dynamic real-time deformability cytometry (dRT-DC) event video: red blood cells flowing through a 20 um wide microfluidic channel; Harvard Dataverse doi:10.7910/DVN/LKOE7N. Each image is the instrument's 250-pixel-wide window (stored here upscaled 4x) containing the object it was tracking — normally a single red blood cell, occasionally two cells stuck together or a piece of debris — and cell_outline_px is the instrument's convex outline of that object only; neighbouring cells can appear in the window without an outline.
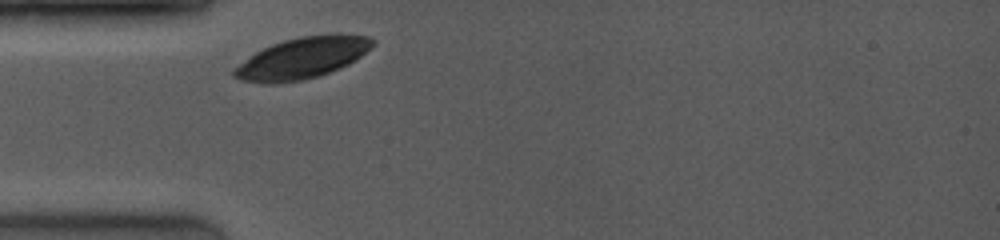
{"species": "common noctule bat (a hibernating species)", "species_latin": "Nyctalus noctula", "temperature_condition": "room temperature", "stored_images_in_passage": 8, "camera_frame_rate_fps": 4000, "um_per_image_px": 0.085, "animal": {"sex": "female", "body_mass_g": 19.0, "forearm_length_mm": 53.3}, "frame": {"image": 1, "passage_image": 1, "time_ms": 0.0, "image_size_px": [1000, 240], "cell_outline_px": [[376, 44], [360, 56], [348, 64], [340, 68], [320, 76], [304, 80], [272, 84], [264, 84], [240, 80], [232, 76], [232, 68], [256, 52], [272, 44], [284, 40], [300, 36], [336, 32], [340, 32], [368, 36], [376, 40]], "centroid_in_image_um": [25.71, 4.92], "position_along_channel_um": 59.3, "area_um2": 33.93}}